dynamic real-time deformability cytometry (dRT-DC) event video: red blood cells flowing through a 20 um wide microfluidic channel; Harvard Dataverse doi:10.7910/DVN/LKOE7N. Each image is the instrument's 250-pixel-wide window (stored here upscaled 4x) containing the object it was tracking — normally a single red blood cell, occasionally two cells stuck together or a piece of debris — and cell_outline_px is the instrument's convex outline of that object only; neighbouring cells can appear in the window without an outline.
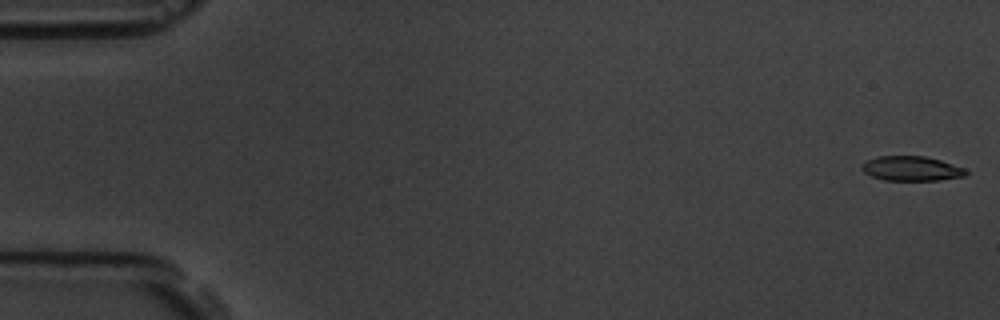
{"species": "common noctule bat (a hibernating species)", "species_latin": "Nyctalus noctula", "temperature_condition": "room temperature", "stored_images_in_passage": 58, "camera_frame_rate_fps": 3000, "um_per_image_px": 0.085, "animal": {"sex": "male", "body_mass_g": 19.5, "forearm_length_mm": 54.6}, "frame": {"image": 1, "passage_image": 1, "time_ms": 0.0, "image_size_px": [1000, 320], "cell_outline_px": [[968, 172], [964, 176], [940, 180], [884, 180], [872, 176], [864, 172], [860, 168], [868, 160], [876, 156], [924, 156], [940, 160], [964, 168]], "centroid_in_image_um": [77.47, 14.32], "position_along_channel_um": 7.5, "area_um2": 14.8}}
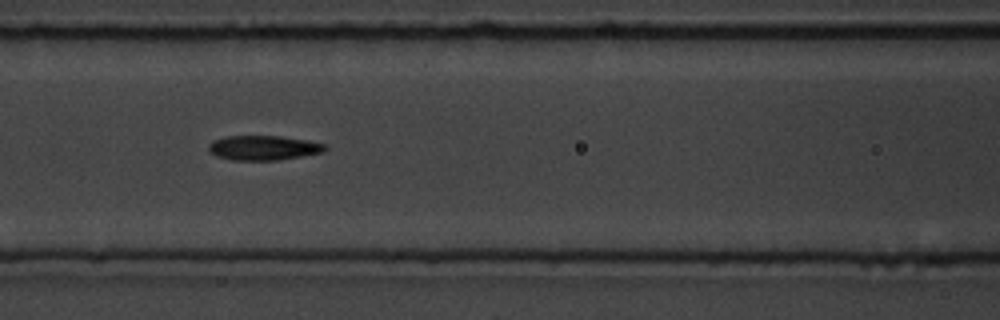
{"frame": {"image": 2, "passage_image": 25, "time_ms": 8.0, "image_size_px": [1000, 320], "cell_outline_px": [[328, 148], [324, 152], [276, 160], [232, 160], [216, 156], [208, 152], [208, 144], [212, 140], [224, 136], [280, 136], [308, 140], [328, 144]], "centroid_in_image_um": [22.38, 12.55], "position_along_channel_um": 144.2, "area_um2": 16.94}}
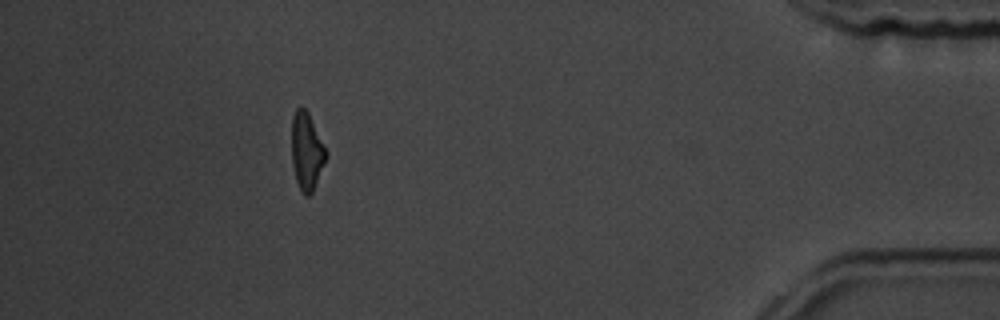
{"frame": {"image": 3, "passage_image": 52, "time_ms": 17.0, "image_size_px": [1000, 320], "cell_outline_px": [[328, 152], [312, 192], [308, 196], [304, 196], [296, 180], [292, 164], [292, 116], [296, 108], [304, 108], [308, 112]], "centroid_in_image_um": [26.06, 12.84], "position_along_channel_um": 409.1, "area_um2": 15.26}, "authors_computed_cell_mechanics": {"area_um2": 16.1551, "velocity_mm_per_s": 3.5668, "shape_relaxation_time_tau1_ms": 4.5081, "shape_relaxation_time_tau2_ms": 4.339, "deformation_change_tau1": 0.1331, "deformation_change_tau2": 0.1326}}